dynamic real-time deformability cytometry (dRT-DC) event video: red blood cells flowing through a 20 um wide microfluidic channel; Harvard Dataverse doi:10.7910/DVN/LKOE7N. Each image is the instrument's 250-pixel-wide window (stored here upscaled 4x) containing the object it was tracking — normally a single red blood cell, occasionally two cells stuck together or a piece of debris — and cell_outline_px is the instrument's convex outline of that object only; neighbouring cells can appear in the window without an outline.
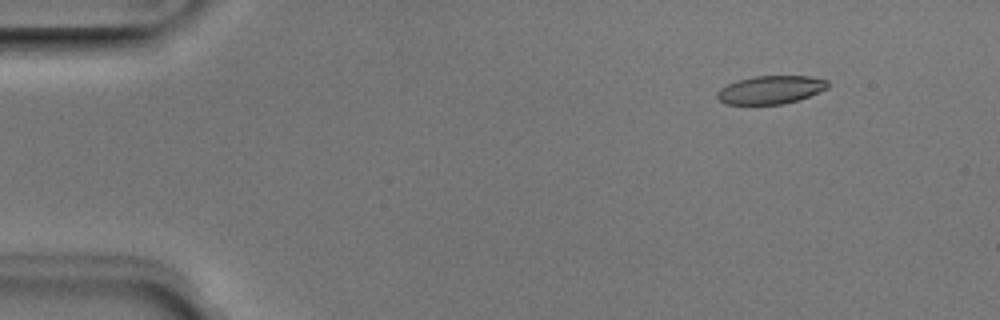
{"species": "Egyptian fruit bat (a non-hibernating species)", "species_latin": "Rousettus aegyptiacus", "temperature_condition": "room temperature", "stored_images_in_passage": 46, "camera_frame_rate_fps": 3000, "um_per_image_px": 0.085, "animal": {"sex": "male"}, "frame": {"image": 1, "passage_image": 1, "time_ms": 0.0, "image_size_px": [1000, 320], "cell_outline_px": [[828, 88], [800, 100], [780, 104], [724, 104], [716, 96], [716, 92], [720, 88], [736, 80], [756, 76], [808, 76], [828, 80]], "centroid_in_image_um": [65.5, 7.63], "position_along_channel_um": 19.5, "area_um2": 18.21}}
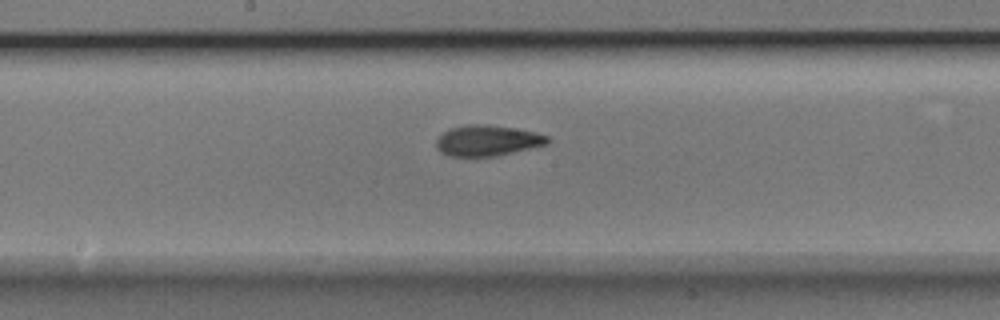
{"frame": {"image": 2, "passage_image": 22, "time_ms": 7.0, "image_size_px": [1000, 320], "cell_outline_px": [[552, 140], [548, 144], [496, 156], [448, 156], [440, 152], [436, 148], [436, 140], [448, 128], [464, 124], [488, 124], [516, 128], [536, 132], [548, 136]], "centroid_in_image_um": [41.43, 11.93], "position_along_channel_um": 206.8, "area_um2": 20.23}}
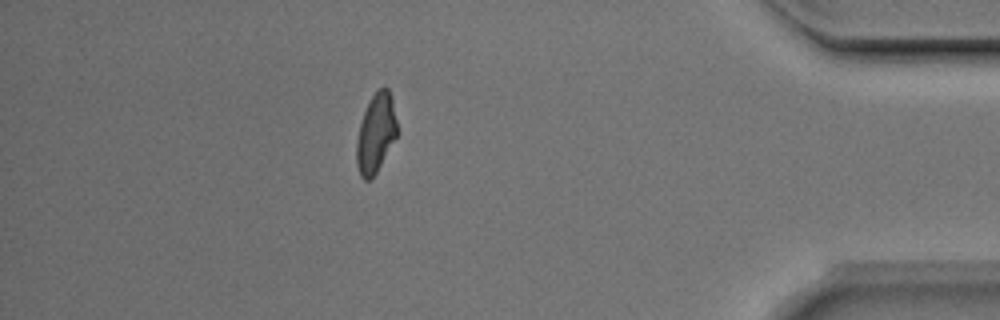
{"frame": {"image": 3, "passage_image": 40, "time_ms": 13.0, "image_size_px": [1000, 320], "cell_outline_px": [[400, 132], [376, 172], [368, 180], [364, 180], [360, 176], [356, 164], [356, 140], [360, 124], [364, 112], [372, 96], [380, 88], [388, 88], [392, 96]], "centroid_in_image_um": [31.98, 11.32], "position_along_channel_um": 403.2, "area_um2": 18.9}, "authors_computed_cell_mechanics": {"area_um2": 19.5364, "velocity_mm_per_s": 3.9858, "shape_relaxation_time_tau1_ms": 3.8869, "shape_relaxation_time_tau2_ms": 2.4113, "deformation_change_tau1": 0.1328, "deformation_change_tau2": 0.0914}}